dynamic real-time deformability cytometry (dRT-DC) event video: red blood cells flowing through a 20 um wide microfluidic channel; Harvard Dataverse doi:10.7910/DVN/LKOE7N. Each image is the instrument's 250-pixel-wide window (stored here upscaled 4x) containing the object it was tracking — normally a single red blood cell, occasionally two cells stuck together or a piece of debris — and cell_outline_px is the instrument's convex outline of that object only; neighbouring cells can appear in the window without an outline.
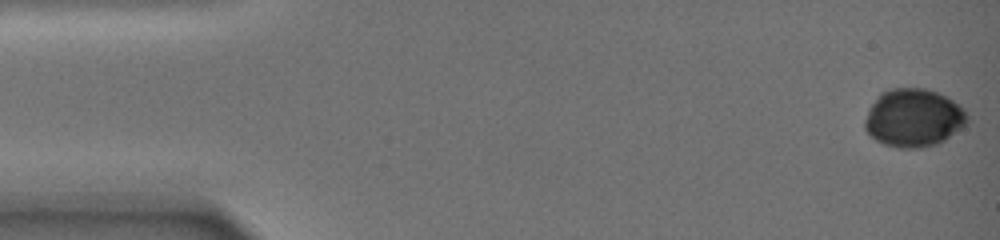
{"species": "common noctule bat (a hibernating species)", "species_latin": "Nyctalus noctula", "temperature_condition": "warm", "stored_images_in_passage": 37, "camera_frame_rate_fps": 3000, "um_per_image_px": 0.085, "animal": {"sex": "female", "body_mass_g": 19.0, "forearm_length_mm": 51.5}, "frame": {"image": 1, "passage_image": 1, "time_ms": 0.0, "image_size_px": [1000, 240], "cell_outline_px": [[968, 124], [944, 140], [936, 144], [920, 148], [896, 148], [884, 144], [876, 140], [864, 128], [864, 120], [868, 108], [880, 92], [888, 88], [924, 88], [948, 96], [960, 104], [964, 108], [968, 116]], "centroid_in_image_um": [77.66, 10.01], "position_along_channel_um": 7.3, "area_um2": 35.14}}
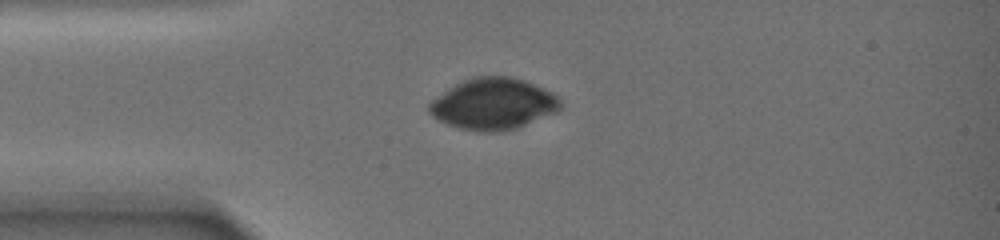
{"frame": {"image": 2, "passage_image": 22, "time_ms": 5.0, "image_size_px": [1000, 240], "cell_outline_px": [[560, 112], [516, 128], [504, 132], [480, 132], [460, 128], [448, 124], [432, 116], [428, 112], [428, 104], [436, 96], [448, 88], [472, 76], [512, 76], [524, 80], [544, 88], [552, 92], [560, 100]], "centroid_in_image_um": [41.95, 8.84], "position_along_channel_um": 43.1, "area_um2": 39.59}}